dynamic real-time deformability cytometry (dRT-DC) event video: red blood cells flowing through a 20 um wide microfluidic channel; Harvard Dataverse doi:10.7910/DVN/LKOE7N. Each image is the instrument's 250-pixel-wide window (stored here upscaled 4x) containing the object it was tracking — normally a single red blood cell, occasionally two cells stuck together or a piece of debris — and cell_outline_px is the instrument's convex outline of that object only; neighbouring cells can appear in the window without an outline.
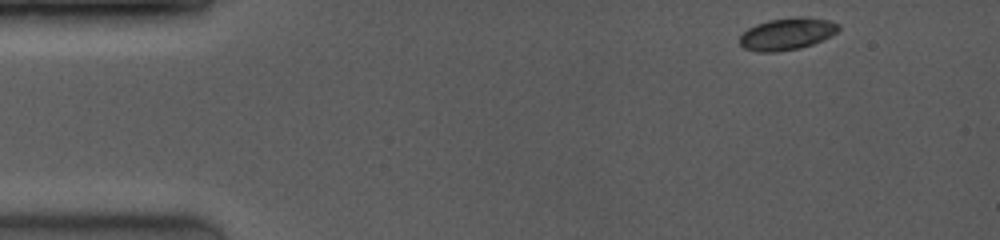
{"species": "common noctule bat (a hibernating species)", "species_latin": "Nyctalus noctula", "temperature_condition": "room temperature", "stored_images_in_passage": 57, "camera_frame_rate_fps": 4000, "um_per_image_px": 0.085, "animal": {"sex": "female", "body_mass_g": 19.0, "forearm_length_mm": 53.3}, "frame": {"image": 1, "passage_image": 1, "time_ms": 0.0, "image_size_px": [1000, 240], "cell_outline_px": [[840, 28], [836, 32], [812, 44], [800, 48], [776, 52], [756, 52], [744, 48], [740, 44], [740, 36], [748, 28], [756, 24], [768, 20], [792, 16], [800, 16], [828, 20], [840, 24]], "centroid_in_image_um": [66.87, 2.87], "position_along_channel_um": 18.1, "area_um2": 18.44}}
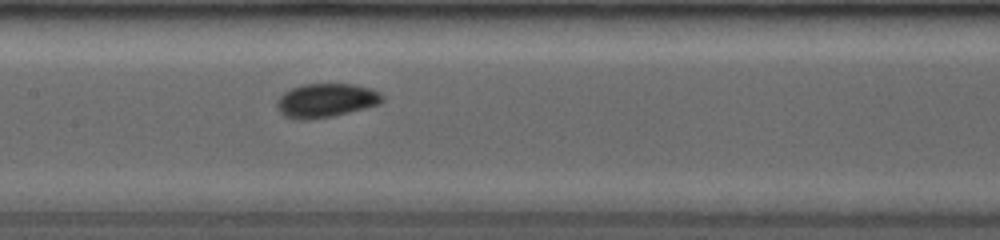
{"frame": {"image": 2, "passage_image": 26, "time_ms": 6.25, "image_size_px": [1000, 240], "cell_outline_px": [[384, 100], [380, 104], [332, 116], [308, 120], [292, 120], [284, 116], [276, 108], [276, 100], [284, 92], [292, 88], [304, 84], [348, 84], [368, 88], [384, 96]], "centroid_in_image_um": [27.64, 8.56], "position_along_channel_um": 179.8, "area_um2": 20.75}}
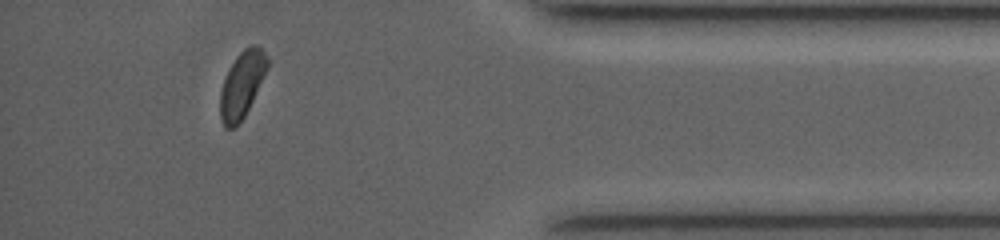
{"frame": {"image": 3, "passage_image": 51, "time_ms": 12.5, "image_size_px": [1000, 240], "cell_outline_px": [[268, 68], [244, 116], [236, 128], [224, 128], [220, 120], [220, 92], [224, 76], [236, 56], [244, 48], [252, 44], [256, 44], [264, 52], [268, 60]], "centroid_in_image_um": [20.54, 7.2], "position_along_channel_um": 414.7, "area_um2": 18.21}, "authors_computed_cell_mechanics": {"area_um2": 19.2474, "velocity_mm_per_s": 4.1081, "shape_relaxation_time_tau1_ms": 3.7113, "shape_relaxation_time_tau2_ms": null, "deformation_change_tau1": 0.073, "deformation_change_tau2": null}}